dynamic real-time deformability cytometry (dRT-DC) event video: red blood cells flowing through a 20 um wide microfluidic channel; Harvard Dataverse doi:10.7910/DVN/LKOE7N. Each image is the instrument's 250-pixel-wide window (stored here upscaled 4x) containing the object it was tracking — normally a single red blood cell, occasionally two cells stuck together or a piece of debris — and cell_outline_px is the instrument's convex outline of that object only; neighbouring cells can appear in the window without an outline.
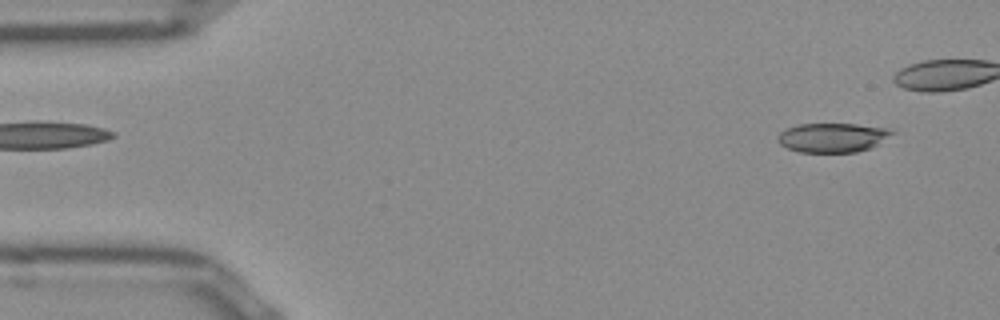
{"species": "Egyptian fruit bat (a non-hibernating species)", "species_latin": "Rousettus aegyptiacus", "temperature_condition": "room temperature", "stored_images_in_passage": 40, "camera_frame_rate_fps": 3000, "um_per_image_px": 0.085, "frame": {"image": 1, "passage_image": 3, "time_ms": 0.667, "image_size_px": [1000, 320], "cell_outline_px": [[896, 132], [876, 144], [868, 148], [856, 152], [800, 152], [788, 148], [780, 144], [780, 132], [788, 128], [800, 124], [856, 124], [888, 128]], "centroid_in_image_um": [70.79, 11.69], "position_along_channel_um": 14.2, "area_um2": 19.07}}
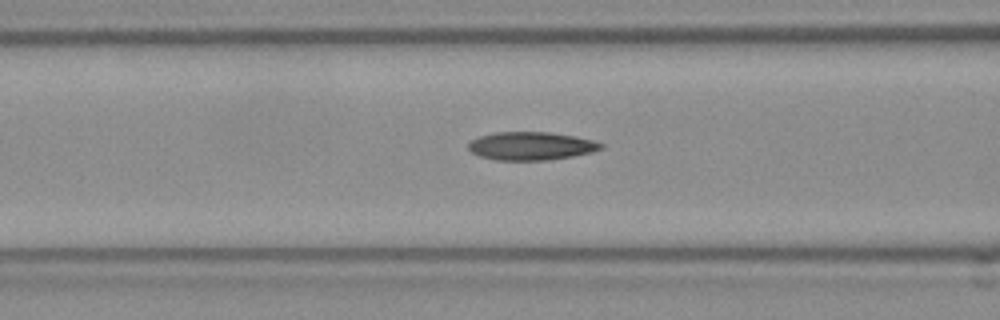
{"frame": {"image": 2, "passage_image": 19, "time_ms": 6.0, "image_size_px": [1000, 320], "cell_outline_px": [[604, 148], [592, 152], [572, 156], [548, 160], [496, 160], [480, 156], [472, 152], [468, 148], [468, 144], [472, 140], [480, 136], [496, 132], [548, 132], [576, 136], [592, 140], [604, 144]], "centroid_in_image_um": [45.16, 12.41], "position_along_channel_um": 121.4, "area_um2": 21.73}}
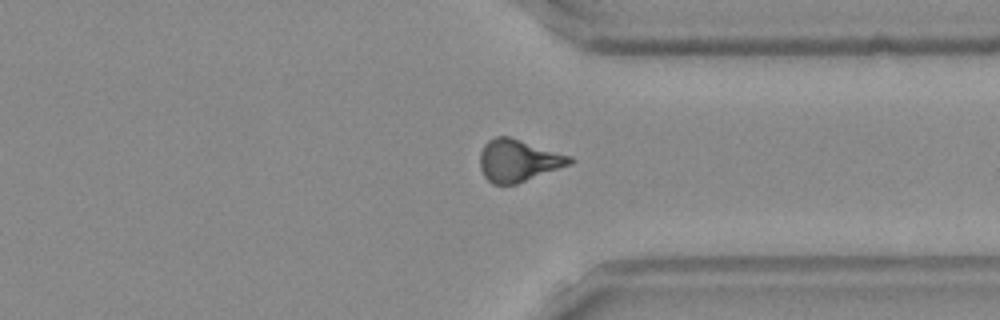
{"frame": {"image": 3, "passage_image": 38, "time_ms": 12.333, "image_size_px": [1000, 320], "cell_outline_px": [[576, 160], [572, 164], [516, 184], [492, 184], [484, 176], [480, 168], [480, 152], [484, 144], [488, 140], [496, 136], [508, 136], [572, 156]], "centroid_in_image_um": [44.06, 13.64], "position_along_channel_um": 367.3, "area_um2": 22.14}}